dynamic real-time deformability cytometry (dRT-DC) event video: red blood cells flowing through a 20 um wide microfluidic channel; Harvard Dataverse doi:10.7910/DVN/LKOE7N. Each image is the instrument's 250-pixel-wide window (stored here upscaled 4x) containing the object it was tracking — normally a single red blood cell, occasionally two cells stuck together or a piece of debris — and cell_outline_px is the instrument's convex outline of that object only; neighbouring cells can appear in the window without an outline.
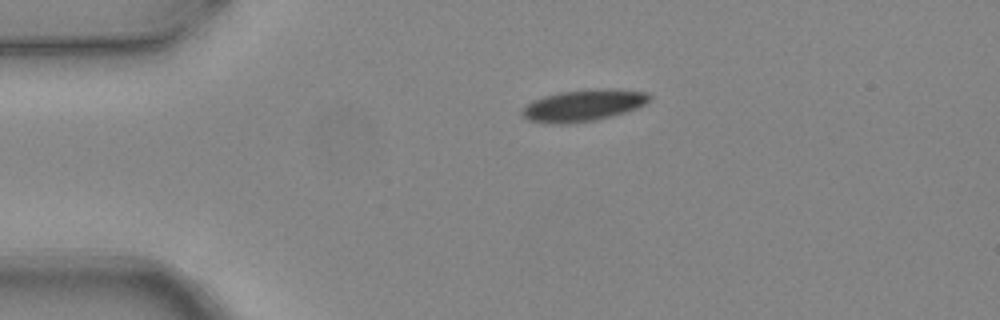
{"species": "common noctule bat (a hibernating species)", "species_latin": "Nyctalus noctula", "temperature_condition": "warm", "stored_images_in_passage": 2, "camera_frame_rate_fps": 3000, "um_per_image_px": 0.085, "animal": {"sex": "female", "body_mass_g": 24.6, "forearm_length_mm": 56.2}, "frame": {"image": 1, "passage_image": 1, "time_ms": 0.0, "image_size_px": [1000, 320], "cell_outline_px": [[652, 96], [644, 104], [636, 108], [612, 116], [596, 120], [568, 124], [548, 124], [528, 120], [520, 112], [532, 100], [544, 96], [560, 92], [596, 88], [620, 88], [648, 92]], "centroid_in_image_um": [49.6, 8.95], "position_along_channel_um": 35.4, "area_um2": 23.76}}